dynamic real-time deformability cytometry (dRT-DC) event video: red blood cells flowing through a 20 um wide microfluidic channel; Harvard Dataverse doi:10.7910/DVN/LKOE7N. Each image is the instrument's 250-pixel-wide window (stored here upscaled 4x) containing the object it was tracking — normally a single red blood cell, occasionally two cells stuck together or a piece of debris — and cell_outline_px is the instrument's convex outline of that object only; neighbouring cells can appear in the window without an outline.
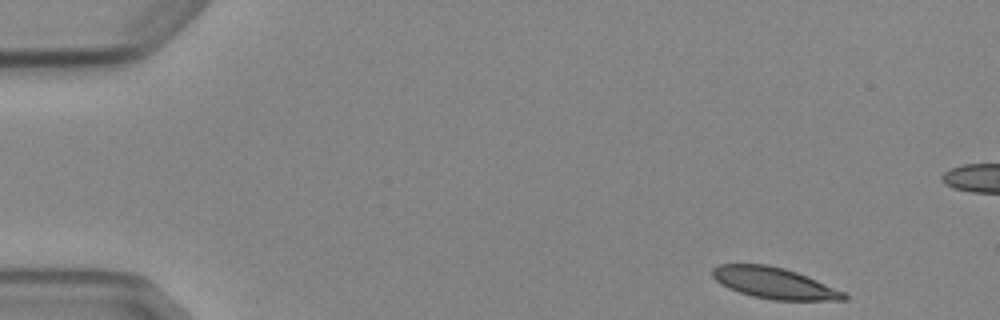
{"species": "Egyptian fruit bat (a non-hibernating species)", "species_latin": "Rousettus aegyptiacus", "temperature_condition": "cold", "stored_images_in_passage": 5, "camera_frame_rate_fps": 3000, "um_per_image_px": 0.085, "animal": {"sex": "female"}, "frame": {"image": 1, "passage_image": 1, "time_ms": 0.0, "image_size_px": [1000, 320], "cell_outline_px": [[848, 300], [772, 300], [752, 296], [728, 288], [720, 284], [712, 276], [712, 268], [720, 264], [768, 264], [784, 268], [796, 272], [816, 280], [844, 292], [848, 296]], "centroid_in_image_um": [65.78, 24.06], "position_along_channel_um": 19.2, "area_um2": 23.81}}